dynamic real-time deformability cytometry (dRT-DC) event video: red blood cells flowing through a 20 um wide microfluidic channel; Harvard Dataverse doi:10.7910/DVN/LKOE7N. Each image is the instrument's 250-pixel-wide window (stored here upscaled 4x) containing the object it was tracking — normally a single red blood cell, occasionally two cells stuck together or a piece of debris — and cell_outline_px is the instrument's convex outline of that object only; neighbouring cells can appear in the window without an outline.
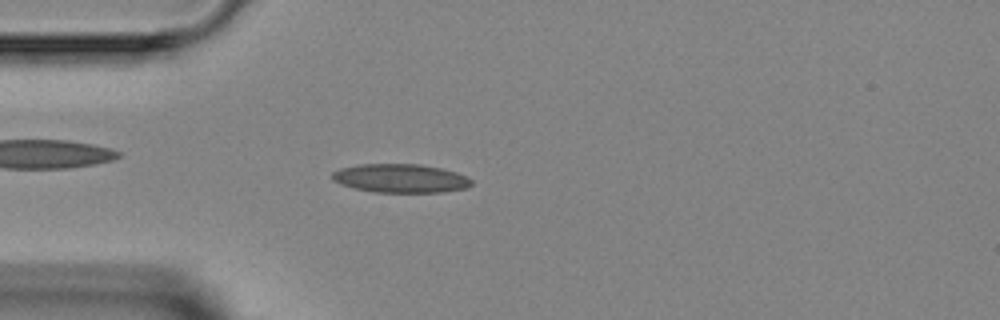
{"species": "Egyptian fruit bat (a non-hibernating species)", "species_latin": "Rousettus aegyptiacus", "temperature_condition": "room temperature", "stored_images_in_passage": 3, "camera_frame_rate_fps": 3000, "um_per_image_px": 0.085, "animal": {"sex": "female"}, "frame": {"image": 1, "passage_image": 3, "time_ms": 2.333, "image_size_px": [1000, 320], "cell_outline_px": [[472, 184], [468, 188], [444, 192], [372, 192], [352, 188], [340, 184], [332, 180], [332, 172], [340, 168], [360, 164], [420, 164], [440, 168], [456, 172], [472, 180]], "centroid_in_image_um": [34.02, 15.16], "position_along_channel_um": 51.0, "area_um2": 23.41}}